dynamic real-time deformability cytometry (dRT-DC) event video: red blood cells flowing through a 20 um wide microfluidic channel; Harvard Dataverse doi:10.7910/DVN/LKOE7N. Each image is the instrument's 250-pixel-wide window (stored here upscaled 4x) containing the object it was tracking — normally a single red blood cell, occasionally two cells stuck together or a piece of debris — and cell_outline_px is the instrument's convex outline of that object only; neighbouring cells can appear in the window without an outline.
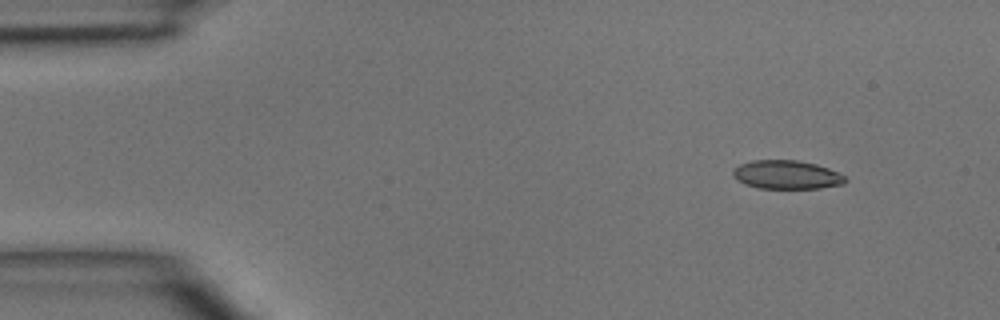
{"species": "common noctule bat (a hibernating species)", "species_latin": "Nyctalus noctula", "temperature_condition": "room temperature", "stored_images_in_passage": 3, "camera_frame_rate_fps": 3000, "um_per_image_px": 0.085, "animal": {"sex": "male", "body_mass_g": 15.6}, "frame": {"image": 1, "passage_image": 1, "time_ms": 0.0, "image_size_px": [1000, 320], "cell_outline_px": [[848, 180], [844, 184], [820, 188], [756, 188], [744, 184], [736, 180], [732, 176], [732, 168], [740, 164], [752, 160], [796, 160], [816, 164], [828, 168], [844, 176]], "centroid_in_image_um": [66.81, 14.85], "position_along_channel_um": 18.2, "area_um2": 18.9}}